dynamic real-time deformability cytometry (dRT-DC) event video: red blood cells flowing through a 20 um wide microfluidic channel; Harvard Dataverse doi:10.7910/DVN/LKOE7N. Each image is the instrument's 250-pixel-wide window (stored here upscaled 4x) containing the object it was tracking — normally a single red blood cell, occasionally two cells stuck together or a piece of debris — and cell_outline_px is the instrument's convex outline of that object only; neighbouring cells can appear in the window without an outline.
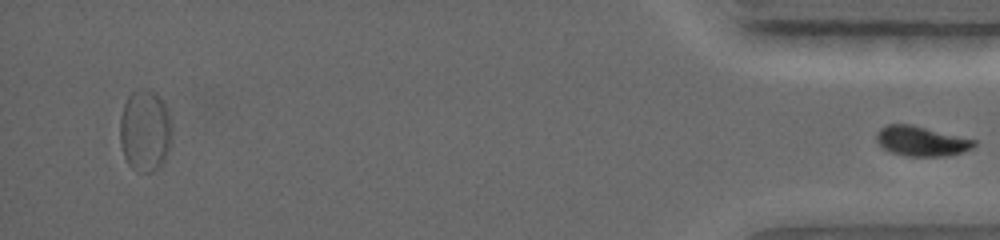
{"species": "common noctule bat (a hibernating species)", "species_latin": "Nyctalus noctula", "temperature_condition": "warm", "stored_images_in_passage": 57, "segment_of_instrument_passage": [2, 2], "camera_frame_rate_fps": 5000, "um_per_image_px": 0.085, "animal": {"sex": "female", "body_mass_g": 19.0, "forearm_length_mm": 56.7}, "frame": {"image": 1, "passage_image": 57, "time_ms": 11.2, "image_size_px": [1000, 240], "cell_outline_px": [[976, 144], [972, 148], [964, 152], [948, 156], [904, 156], [892, 152], [884, 148], [876, 140], [876, 136], [880, 128], [888, 124], [912, 124], [976, 140]], "centroid_in_image_um": [78.33, 12.0], "position_along_channel_um": 356.9, "area_um2": 16.99}}